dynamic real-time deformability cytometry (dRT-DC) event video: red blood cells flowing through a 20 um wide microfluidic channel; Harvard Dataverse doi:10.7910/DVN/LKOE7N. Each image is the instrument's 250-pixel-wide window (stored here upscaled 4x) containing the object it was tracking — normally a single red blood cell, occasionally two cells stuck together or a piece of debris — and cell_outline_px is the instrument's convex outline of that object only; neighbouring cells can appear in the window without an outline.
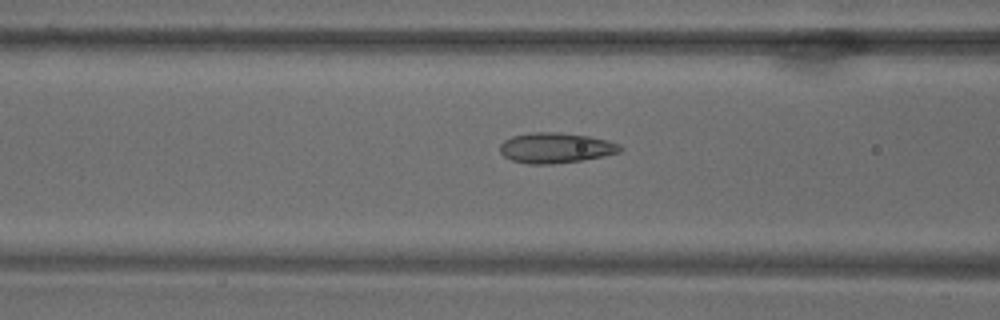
{"species": "common noctule bat (a hibernating species)", "species_latin": "Nyctalus noctula", "temperature_condition": "warm", "stored_images_in_passage": 65, "camera_frame_rate_fps": 3000, "um_per_image_px": 0.085, "animal": {"sex": "male", "body_mass_g": 18.8}, "frame": {"image": 1, "passage_image": 24, "time_ms": 7.667, "image_size_px": [1000, 320], "cell_outline_px": [[624, 148], [620, 152], [604, 156], [580, 160], [552, 164], [528, 164], [512, 160], [504, 156], [500, 152], [500, 144], [504, 140], [512, 136], [528, 132], [556, 132], [588, 136], [608, 140], [620, 144]], "centroid_in_image_um": [47.23, 12.56], "position_along_channel_um": 119.4, "area_um2": 21.33}}
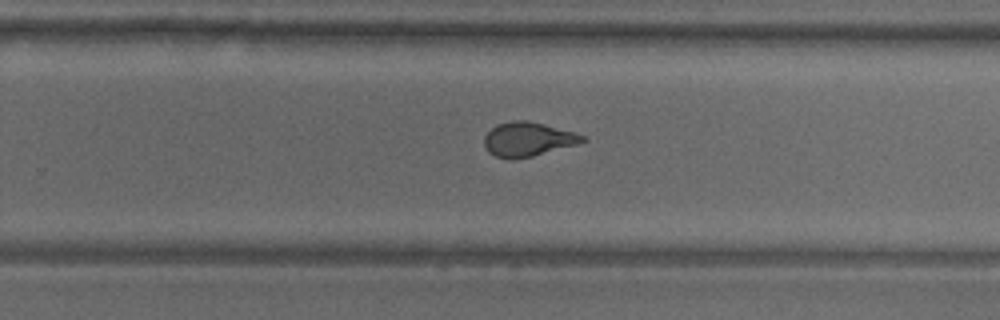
{"frame": {"image": 2, "passage_image": 41, "time_ms": 13.333, "image_size_px": [1000, 320], "cell_outline_px": [[588, 140], [576, 144], [532, 156], [512, 160], [508, 160], [496, 156], [488, 152], [484, 144], [484, 136], [496, 124], [512, 120], [528, 120], [576, 132], [584, 136]], "centroid_in_image_um": [44.85, 11.83], "position_along_channel_um": 284.9, "area_um2": 19.65}}
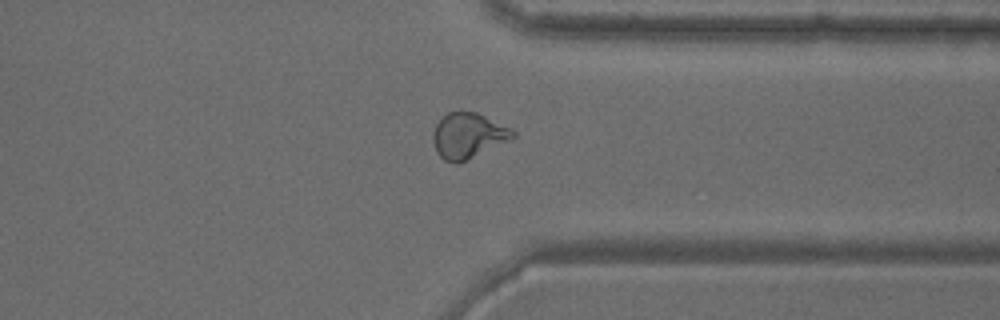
{"frame": {"image": 3, "passage_image": 50, "time_ms": 16.333, "image_size_px": [1000, 320], "cell_outline_px": [[516, 136], [512, 140], [456, 164], [444, 160], [436, 152], [432, 140], [432, 136], [436, 124], [448, 112], [460, 108], [476, 112], [512, 128], [516, 132]], "centroid_in_image_um": [39.8, 11.5], "position_along_channel_um": 371.6, "area_um2": 21.56}}